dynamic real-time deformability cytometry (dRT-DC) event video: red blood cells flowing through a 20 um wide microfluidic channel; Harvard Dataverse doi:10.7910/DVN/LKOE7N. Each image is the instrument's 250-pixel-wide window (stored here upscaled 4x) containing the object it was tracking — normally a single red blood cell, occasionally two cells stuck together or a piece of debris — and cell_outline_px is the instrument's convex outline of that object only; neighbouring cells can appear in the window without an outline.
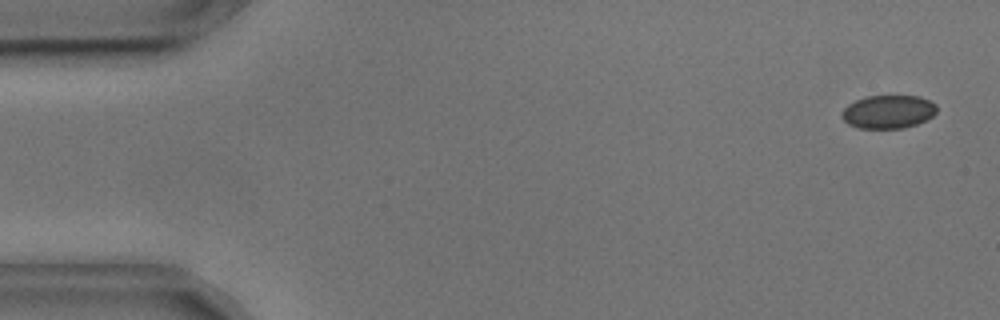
{"species": "common noctule bat (a hibernating species)", "species_latin": "Nyctalus noctula", "temperature_condition": "cold", "stored_images_in_passage": 54, "camera_frame_rate_fps": 3000, "um_per_image_px": 0.085, "animal": {"sex": "male", "body_mass_g": 17.9, "forearm_length_mm": 54.2}, "frame": {"image": 1, "passage_image": 2, "time_ms": 0.333, "image_size_px": [1000, 320], "cell_outline_px": [[936, 112], [932, 116], [916, 124], [904, 128], [860, 128], [848, 124], [840, 116], [844, 108], [848, 104], [856, 100], [868, 96], [920, 96], [936, 104]], "centroid_in_image_um": [75.48, 9.5], "position_along_channel_um": 9.5, "area_um2": 18.32}}
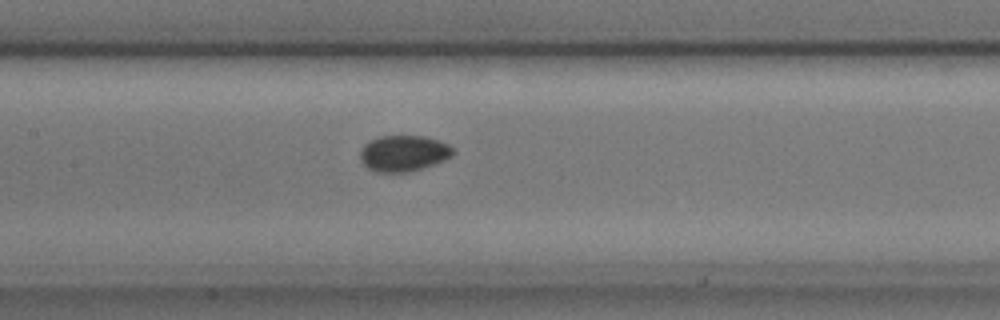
{"frame": {"image": 2, "passage_image": 25, "time_ms": 8.0, "image_size_px": [1000, 320], "cell_outline_px": [[456, 152], [452, 156], [444, 160], [408, 172], [376, 172], [368, 168], [360, 160], [360, 148], [368, 140], [380, 136], [424, 136], [448, 144]], "centroid_in_image_um": [34.27, 13.02], "position_along_channel_um": 173.1, "area_um2": 19.48}}
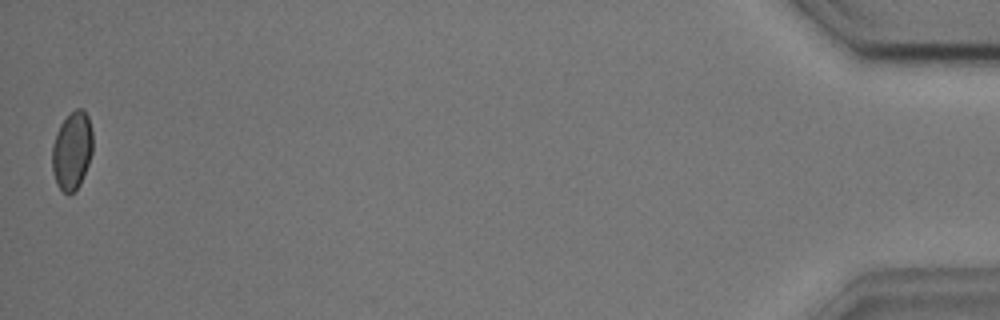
{"frame": {"image": 3, "passage_image": 54, "time_ms": 17.667, "image_size_px": [1000, 320], "cell_outline_px": [[92, 152], [88, 164], [80, 184], [68, 196], [56, 184], [52, 172], [52, 144], [56, 132], [60, 124], [76, 108], [84, 108], [88, 116], [92, 132]], "centroid_in_image_um": [6.11, 12.8], "position_along_channel_um": 429.1, "area_um2": 18.55}, "authors_computed_cell_mechanics": {"area_um2": 19.1896, "velocity_mm_per_s": 3.6392, "shape_relaxation_time_tau1_ms": null, "shape_relaxation_time_tau2_ms": 1.3895, "deformation_change_tau1": null, "deformation_change_tau2": 0.0322}}